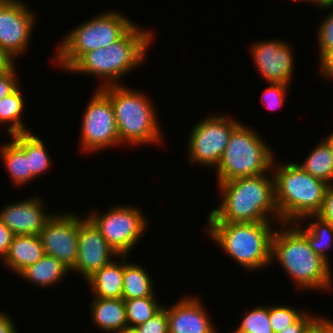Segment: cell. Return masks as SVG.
Wrapping results in <instances>:
<instances>
[{
	"label": "cell",
	"mask_w": 333,
	"mask_h": 333,
	"mask_svg": "<svg viewBox=\"0 0 333 333\" xmlns=\"http://www.w3.org/2000/svg\"><path fill=\"white\" fill-rule=\"evenodd\" d=\"M156 293L150 297L124 299L128 328L145 323L164 307V304L158 301Z\"/></svg>",
	"instance_id": "28"
},
{
	"label": "cell",
	"mask_w": 333,
	"mask_h": 333,
	"mask_svg": "<svg viewBox=\"0 0 333 333\" xmlns=\"http://www.w3.org/2000/svg\"><path fill=\"white\" fill-rule=\"evenodd\" d=\"M0 156L5 171L15 186H24L31 181L28 156L25 151L11 138L7 143L0 144Z\"/></svg>",
	"instance_id": "24"
},
{
	"label": "cell",
	"mask_w": 333,
	"mask_h": 333,
	"mask_svg": "<svg viewBox=\"0 0 333 333\" xmlns=\"http://www.w3.org/2000/svg\"><path fill=\"white\" fill-rule=\"evenodd\" d=\"M139 26L135 22L117 41L106 48L85 53L67 73L96 76L95 78L101 79L100 83L103 81L98 89L123 85L124 76L143 66L151 43L155 39L150 29Z\"/></svg>",
	"instance_id": "2"
},
{
	"label": "cell",
	"mask_w": 333,
	"mask_h": 333,
	"mask_svg": "<svg viewBox=\"0 0 333 333\" xmlns=\"http://www.w3.org/2000/svg\"><path fill=\"white\" fill-rule=\"evenodd\" d=\"M327 333H333V320L327 317Z\"/></svg>",
	"instance_id": "44"
},
{
	"label": "cell",
	"mask_w": 333,
	"mask_h": 333,
	"mask_svg": "<svg viewBox=\"0 0 333 333\" xmlns=\"http://www.w3.org/2000/svg\"><path fill=\"white\" fill-rule=\"evenodd\" d=\"M69 272L70 270L59 260L45 254L38 262L28 266L18 276L24 280L26 279L31 285L34 284V286L46 289V287L60 284L59 282L64 281V278L67 279L66 274L69 275Z\"/></svg>",
	"instance_id": "21"
},
{
	"label": "cell",
	"mask_w": 333,
	"mask_h": 333,
	"mask_svg": "<svg viewBox=\"0 0 333 333\" xmlns=\"http://www.w3.org/2000/svg\"><path fill=\"white\" fill-rule=\"evenodd\" d=\"M14 234L8 229V227L0 220V261L2 262L9 250L12 243Z\"/></svg>",
	"instance_id": "37"
},
{
	"label": "cell",
	"mask_w": 333,
	"mask_h": 333,
	"mask_svg": "<svg viewBox=\"0 0 333 333\" xmlns=\"http://www.w3.org/2000/svg\"><path fill=\"white\" fill-rule=\"evenodd\" d=\"M16 63L7 71L0 74V100L12 93L19 85Z\"/></svg>",
	"instance_id": "34"
},
{
	"label": "cell",
	"mask_w": 333,
	"mask_h": 333,
	"mask_svg": "<svg viewBox=\"0 0 333 333\" xmlns=\"http://www.w3.org/2000/svg\"><path fill=\"white\" fill-rule=\"evenodd\" d=\"M44 203L38 195L8 203L0 210V220L14 235H39L54 215Z\"/></svg>",
	"instance_id": "16"
},
{
	"label": "cell",
	"mask_w": 333,
	"mask_h": 333,
	"mask_svg": "<svg viewBox=\"0 0 333 333\" xmlns=\"http://www.w3.org/2000/svg\"><path fill=\"white\" fill-rule=\"evenodd\" d=\"M225 114L206 115L193 125L187 140L186 156L189 163L216 169L232 131L241 123L239 119Z\"/></svg>",
	"instance_id": "10"
},
{
	"label": "cell",
	"mask_w": 333,
	"mask_h": 333,
	"mask_svg": "<svg viewBox=\"0 0 333 333\" xmlns=\"http://www.w3.org/2000/svg\"><path fill=\"white\" fill-rule=\"evenodd\" d=\"M118 10L101 11L73 27L61 40L53 55L54 65L67 72L85 53L106 48L117 41L133 24ZM56 54V55H55Z\"/></svg>",
	"instance_id": "7"
},
{
	"label": "cell",
	"mask_w": 333,
	"mask_h": 333,
	"mask_svg": "<svg viewBox=\"0 0 333 333\" xmlns=\"http://www.w3.org/2000/svg\"><path fill=\"white\" fill-rule=\"evenodd\" d=\"M134 329L138 333H169L167 305L164 304V307L158 313Z\"/></svg>",
	"instance_id": "33"
},
{
	"label": "cell",
	"mask_w": 333,
	"mask_h": 333,
	"mask_svg": "<svg viewBox=\"0 0 333 333\" xmlns=\"http://www.w3.org/2000/svg\"><path fill=\"white\" fill-rule=\"evenodd\" d=\"M18 86L12 93L0 100V125L6 128L7 138L19 133L31 132V128H25L23 123V111L25 108L24 94Z\"/></svg>",
	"instance_id": "26"
},
{
	"label": "cell",
	"mask_w": 333,
	"mask_h": 333,
	"mask_svg": "<svg viewBox=\"0 0 333 333\" xmlns=\"http://www.w3.org/2000/svg\"><path fill=\"white\" fill-rule=\"evenodd\" d=\"M323 139L328 143V145L330 146V148L333 151V132L330 133V135L328 134L327 137L325 136Z\"/></svg>",
	"instance_id": "43"
},
{
	"label": "cell",
	"mask_w": 333,
	"mask_h": 333,
	"mask_svg": "<svg viewBox=\"0 0 333 333\" xmlns=\"http://www.w3.org/2000/svg\"><path fill=\"white\" fill-rule=\"evenodd\" d=\"M291 1V0H290ZM292 1H294V2H308V3H310V4H313L314 3V5L316 4V7H319V6H321L322 5V0H292ZM312 2V3H311Z\"/></svg>",
	"instance_id": "42"
},
{
	"label": "cell",
	"mask_w": 333,
	"mask_h": 333,
	"mask_svg": "<svg viewBox=\"0 0 333 333\" xmlns=\"http://www.w3.org/2000/svg\"><path fill=\"white\" fill-rule=\"evenodd\" d=\"M96 89L83 111L79 136V149L91 154L120 146L111 100L100 89Z\"/></svg>",
	"instance_id": "11"
},
{
	"label": "cell",
	"mask_w": 333,
	"mask_h": 333,
	"mask_svg": "<svg viewBox=\"0 0 333 333\" xmlns=\"http://www.w3.org/2000/svg\"><path fill=\"white\" fill-rule=\"evenodd\" d=\"M7 312L0 311V333H18V328Z\"/></svg>",
	"instance_id": "38"
},
{
	"label": "cell",
	"mask_w": 333,
	"mask_h": 333,
	"mask_svg": "<svg viewBox=\"0 0 333 333\" xmlns=\"http://www.w3.org/2000/svg\"><path fill=\"white\" fill-rule=\"evenodd\" d=\"M124 255V276L122 299L143 298L152 296L155 291L152 275L141 264L128 261Z\"/></svg>",
	"instance_id": "25"
},
{
	"label": "cell",
	"mask_w": 333,
	"mask_h": 333,
	"mask_svg": "<svg viewBox=\"0 0 333 333\" xmlns=\"http://www.w3.org/2000/svg\"><path fill=\"white\" fill-rule=\"evenodd\" d=\"M251 59L267 83L292 82L295 73L293 48L282 39L255 41L249 46Z\"/></svg>",
	"instance_id": "14"
},
{
	"label": "cell",
	"mask_w": 333,
	"mask_h": 333,
	"mask_svg": "<svg viewBox=\"0 0 333 333\" xmlns=\"http://www.w3.org/2000/svg\"><path fill=\"white\" fill-rule=\"evenodd\" d=\"M134 89L128 85H111L100 89L111 100L120 146H162L164 133L160 129L156 106L142 89Z\"/></svg>",
	"instance_id": "4"
},
{
	"label": "cell",
	"mask_w": 333,
	"mask_h": 333,
	"mask_svg": "<svg viewBox=\"0 0 333 333\" xmlns=\"http://www.w3.org/2000/svg\"><path fill=\"white\" fill-rule=\"evenodd\" d=\"M27 154L31 181L49 172L52 167V158L47 152V145L34 132L19 133L9 136ZM47 171V172H46Z\"/></svg>",
	"instance_id": "22"
},
{
	"label": "cell",
	"mask_w": 333,
	"mask_h": 333,
	"mask_svg": "<svg viewBox=\"0 0 333 333\" xmlns=\"http://www.w3.org/2000/svg\"><path fill=\"white\" fill-rule=\"evenodd\" d=\"M44 255L45 251L39 235H14L2 265L18 276Z\"/></svg>",
	"instance_id": "18"
},
{
	"label": "cell",
	"mask_w": 333,
	"mask_h": 333,
	"mask_svg": "<svg viewBox=\"0 0 333 333\" xmlns=\"http://www.w3.org/2000/svg\"><path fill=\"white\" fill-rule=\"evenodd\" d=\"M274 224L275 222H208L203 230L225 255L245 268V271L255 272L271 266Z\"/></svg>",
	"instance_id": "5"
},
{
	"label": "cell",
	"mask_w": 333,
	"mask_h": 333,
	"mask_svg": "<svg viewBox=\"0 0 333 333\" xmlns=\"http://www.w3.org/2000/svg\"><path fill=\"white\" fill-rule=\"evenodd\" d=\"M118 258V259H117ZM120 258V259H119ZM124 276V255H119L98 270L86 283L93 297L122 298Z\"/></svg>",
	"instance_id": "20"
},
{
	"label": "cell",
	"mask_w": 333,
	"mask_h": 333,
	"mask_svg": "<svg viewBox=\"0 0 333 333\" xmlns=\"http://www.w3.org/2000/svg\"><path fill=\"white\" fill-rule=\"evenodd\" d=\"M118 256L86 215H79L78 253L70 274H80L86 282Z\"/></svg>",
	"instance_id": "15"
},
{
	"label": "cell",
	"mask_w": 333,
	"mask_h": 333,
	"mask_svg": "<svg viewBox=\"0 0 333 333\" xmlns=\"http://www.w3.org/2000/svg\"><path fill=\"white\" fill-rule=\"evenodd\" d=\"M256 129L241 122L231 133L216 167V183L272 173L275 152Z\"/></svg>",
	"instance_id": "8"
},
{
	"label": "cell",
	"mask_w": 333,
	"mask_h": 333,
	"mask_svg": "<svg viewBox=\"0 0 333 333\" xmlns=\"http://www.w3.org/2000/svg\"><path fill=\"white\" fill-rule=\"evenodd\" d=\"M327 11L328 15L320 21L317 29L319 66L327 59L333 57V4L321 5L318 10ZM331 8V9H330ZM327 9V10H326Z\"/></svg>",
	"instance_id": "30"
},
{
	"label": "cell",
	"mask_w": 333,
	"mask_h": 333,
	"mask_svg": "<svg viewBox=\"0 0 333 333\" xmlns=\"http://www.w3.org/2000/svg\"><path fill=\"white\" fill-rule=\"evenodd\" d=\"M307 310L296 309L291 305H269V320L273 333L295 323Z\"/></svg>",
	"instance_id": "31"
},
{
	"label": "cell",
	"mask_w": 333,
	"mask_h": 333,
	"mask_svg": "<svg viewBox=\"0 0 333 333\" xmlns=\"http://www.w3.org/2000/svg\"><path fill=\"white\" fill-rule=\"evenodd\" d=\"M307 220H313L308 223V226L301 225ZM308 240L310 248L328 263V249L333 246V226L323 220L318 215H307L303 219L292 223Z\"/></svg>",
	"instance_id": "23"
},
{
	"label": "cell",
	"mask_w": 333,
	"mask_h": 333,
	"mask_svg": "<svg viewBox=\"0 0 333 333\" xmlns=\"http://www.w3.org/2000/svg\"><path fill=\"white\" fill-rule=\"evenodd\" d=\"M202 302L199 296L187 295L167 305L169 333H217L218 328Z\"/></svg>",
	"instance_id": "17"
},
{
	"label": "cell",
	"mask_w": 333,
	"mask_h": 333,
	"mask_svg": "<svg viewBox=\"0 0 333 333\" xmlns=\"http://www.w3.org/2000/svg\"><path fill=\"white\" fill-rule=\"evenodd\" d=\"M333 4V0H322V5Z\"/></svg>",
	"instance_id": "46"
},
{
	"label": "cell",
	"mask_w": 333,
	"mask_h": 333,
	"mask_svg": "<svg viewBox=\"0 0 333 333\" xmlns=\"http://www.w3.org/2000/svg\"><path fill=\"white\" fill-rule=\"evenodd\" d=\"M78 230L79 214L73 211H54L39 234L45 254L55 257L69 270L76 263Z\"/></svg>",
	"instance_id": "13"
},
{
	"label": "cell",
	"mask_w": 333,
	"mask_h": 333,
	"mask_svg": "<svg viewBox=\"0 0 333 333\" xmlns=\"http://www.w3.org/2000/svg\"><path fill=\"white\" fill-rule=\"evenodd\" d=\"M319 314L314 315L305 312L295 323L282 329L277 333H305L307 329L319 318Z\"/></svg>",
	"instance_id": "35"
},
{
	"label": "cell",
	"mask_w": 333,
	"mask_h": 333,
	"mask_svg": "<svg viewBox=\"0 0 333 333\" xmlns=\"http://www.w3.org/2000/svg\"><path fill=\"white\" fill-rule=\"evenodd\" d=\"M95 210V211H94ZM91 209L86 217L118 255H128L148 231V218L139 207L117 205L105 213Z\"/></svg>",
	"instance_id": "9"
},
{
	"label": "cell",
	"mask_w": 333,
	"mask_h": 333,
	"mask_svg": "<svg viewBox=\"0 0 333 333\" xmlns=\"http://www.w3.org/2000/svg\"><path fill=\"white\" fill-rule=\"evenodd\" d=\"M121 333H138V331L135 330L134 328H127Z\"/></svg>",
	"instance_id": "45"
},
{
	"label": "cell",
	"mask_w": 333,
	"mask_h": 333,
	"mask_svg": "<svg viewBox=\"0 0 333 333\" xmlns=\"http://www.w3.org/2000/svg\"><path fill=\"white\" fill-rule=\"evenodd\" d=\"M91 301V320L99 330L121 333L128 328L124 299L94 297Z\"/></svg>",
	"instance_id": "19"
},
{
	"label": "cell",
	"mask_w": 333,
	"mask_h": 333,
	"mask_svg": "<svg viewBox=\"0 0 333 333\" xmlns=\"http://www.w3.org/2000/svg\"><path fill=\"white\" fill-rule=\"evenodd\" d=\"M278 226L281 227L275 228L272 236L271 265L278 261L299 290L332 292L331 262L317 255L292 223H280L275 227Z\"/></svg>",
	"instance_id": "3"
},
{
	"label": "cell",
	"mask_w": 333,
	"mask_h": 333,
	"mask_svg": "<svg viewBox=\"0 0 333 333\" xmlns=\"http://www.w3.org/2000/svg\"><path fill=\"white\" fill-rule=\"evenodd\" d=\"M321 76L330 81L333 78V57L325 60L318 68Z\"/></svg>",
	"instance_id": "41"
},
{
	"label": "cell",
	"mask_w": 333,
	"mask_h": 333,
	"mask_svg": "<svg viewBox=\"0 0 333 333\" xmlns=\"http://www.w3.org/2000/svg\"><path fill=\"white\" fill-rule=\"evenodd\" d=\"M220 204L208 213L207 222H277L280 216L275 203L272 173L240 177L217 183Z\"/></svg>",
	"instance_id": "1"
},
{
	"label": "cell",
	"mask_w": 333,
	"mask_h": 333,
	"mask_svg": "<svg viewBox=\"0 0 333 333\" xmlns=\"http://www.w3.org/2000/svg\"><path fill=\"white\" fill-rule=\"evenodd\" d=\"M317 215L333 226V184L327 186L322 209Z\"/></svg>",
	"instance_id": "36"
},
{
	"label": "cell",
	"mask_w": 333,
	"mask_h": 333,
	"mask_svg": "<svg viewBox=\"0 0 333 333\" xmlns=\"http://www.w3.org/2000/svg\"><path fill=\"white\" fill-rule=\"evenodd\" d=\"M319 141L298 165L312 177L330 185L333 184V151L324 139Z\"/></svg>",
	"instance_id": "27"
},
{
	"label": "cell",
	"mask_w": 333,
	"mask_h": 333,
	"mask_svg": "<svg viewBox=\"0 0 333 333\" xmlns=\"http://www.w3.org/2000/svg\"><path fill=\"white\" fill-rule=\"evenodd\" d=\"M242 318L239 326L230 331L231 333H273L269 320L268 305L255 306Z\"/></svg>",
	"instance_id": "29"
},
{
	"label": "cell",
	"mask_w": 333,
	"mask_h": 333,
	"mask_svg": "<svg viewBox=\"0 0 333 333\" xmlns=\"http://www.w3.org/2000/svg\"><path fill=\"white\" fill-rule=\"evenodd\" d=\"M27 5L21 0H0V46L15 61L29 50L38 21Z\"/></svg>",
	"instance_id": "12"
},
{
	"label": "cell",
	"mask_w": 333,
	"mask_h": 333,
	"mask_svg": "<svg viewBox=\"0 0 333 333\" xmlns=\"http://www.w3.org/2000/svg\"><path fill=\"white\" fill-rule=\"evenodd\" d=\"M305 333H327V315L325 317L324 315H319V318L307 329Z\"/></svg>",
	"instance_id": "39"
},
{
	"label": "cell",
	"mask_w": 333,
	"mask_h": 333,
	"mask_svg": "<svg viewBox=\"0 0 333 333\" xmlns=\"http://www.w3.org/2000/svg\"><path fill=\"white\" fill-rule=\"evenodd\" d=\"M268 84V87L262 91L261 102L269 110L280 109L285 104L290 84L272 82Z\"/></svg>",
	"instance_id": "32"
},
{
	"label": "cell",
	"mask_w": 333,
	"mask_h": 333,
	"mask_svg": "<svg viewBox=\"0 0 333 333\" xmlns=\"http://www.w3.org/2000/svg\"><path fill=\"white\" fill-rule=\"evenodd\" d=\"M15 63L16 61L0 46V74L9 70Z\"/></svg>",
	"instance_id": "40"
},
{
	"label": "cell",
	"mask_w": 333,
	"mask_h": 333,
	"mask_svg": "<svg viewBox=\"0 0 333 333\" xmlns=\"http://www.w3.org/2000/svg\"><path fill=\"white\" fill-rule=\"evenodd\" d=\"M272 174L280 223L297 222L321 211L328 184L312 177L297 162L278 163L277 158Z\"/></svg>",
	"instance_id": "6"
}]
</instances>
